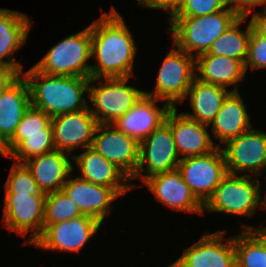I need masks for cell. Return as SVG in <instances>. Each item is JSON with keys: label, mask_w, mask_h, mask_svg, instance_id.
Wrapping results in <instances>:
<instances>
[{"label": "cell", "mask_w": 266, "mask_h": 267, "mask_svg": "<svg viewBox=\"0 0 266 267\" xmlns=\"http://www.w3.org/2000/svg\"><path fill=\"white\" fill-rule=\"evenodd\" d=\"M137 46L123 16L114 6L91 23L90 78L133 77Z\"/></svg>", "instance_id": "cell-1"}, {"label": "cell", "mask_w": 266, "mask_h": 267, "mask_svg": "<svg viewBox=\"0 0 266 267\" xmlns=\"http://www.w3.org/2000/svg\"><path fill=\"white\" fill-rule=\"evenodd\" d=\"M21 75L28 83L31 106L45 112L51 118L89 107L90 78L48 75L39 72L34 66L28 71H23Z\"/></svg>", "instance_id": "cell-2"}, {"label": "cell", "mask_w": 266, "mask_h": 267, "mask_svg": "<svg viewBox=\"0 0 266 267\" xmlns=\"http://www.w3.org/2000/svg\"><path fill=\"white\" fill-rule=\"evenodd\" d=\"M238 18L240 16L229 8L200 17H170L172 43L196 58L207 53L211 44Z\"/></svg>", "instance_id": "cell-3"}, {"label": "cell", "mask_w": 266, "mask_h": 267, "mask_svg": "<svg viewBox=\"0 0 266 267\" xmlns=\"http://www.w3.org/2000/svg\"><path fill=\"white\" fill-rule=\"evenodd\" d=\"M255 178V179H253ZM259 178L227 173L203 205L209 212L254 217L257 207L264 210Z\"/></svg>", "instance_id": "cell-4"}, {"label": "cell", "mask_w": 266, "mask_h": 267, "mask_svg": "<svg viewBox=\"0 0 266 267\" xmlns=\"http://www.w3.org/2000/svg\"><path fill=\"white\" fill-rule=\"evenodd\" d=\"M91 24L62 39L33 65L48 75L91 77Z\"/></svg>", "instance_id": "cell-5"}, {"label": "cell", "mask_w": 266, "mask_h": 267, "mask_svg": "<svg viewBox=\"0 0 266 267\" xmlns=\"http://www.w3.org/2000/svg\"><path fill=\"white\" fill-rule=\"evenodd\" d=\"M129 79L130 77L89 79L88 102L91 104L88 105L98 124H112L129 111L145 93L128 85ZM97 81L99 86H91Z\"/></svg>", "instance_id": "cell-6"}, {"label": "cell", "mask_w": 266, "mask_h": 267, "mask_svg": "<svg viewBox=\"0 0 266 267\" xmlns=\"http://www.w3.org/2000/svg\"><path fill=\"white\" fill-rule=\"evenodd\" d=\"M194 78L195 58L174 45L158 70L154 90L145 94L176 108L185 102Z\"/></svg>", "instance_id": "cell-7"}, {"label": "cell", "mask_w": 266, "mask_h": 267, "mask_svg": "<svg viewBox=\"0 0 266 267\" xmlns=\"http://www.w3.org/2000/svg\"><path fill=\"white\" fill-rule=\"evenodd\" d=\"M227 172L259 178L266 171V132L252 127L222 145ZM239 172V173H238ZM247 174H246V173Z\"/></svg>", "instance_id": "cell-8"}, {"label": "cell", "mask_w": 266, "mask_h": 267, "mask_svg": "<svg viewBox=\"0 0 266 267\" xmlns=\"http://www.w3.org/2000/svg\"><path fill=\"white\" fill-rule=\"evenodd\" d=\"M103 226L97 219L80 215L78 217L47 225L34 241V247L44 251H60L80 254L83 247Z\"/></svg>", "instance_id": "cell-9"}, {"label": "cell", "mask_w": 266, "mask_h": 267, "mask_svg": "<svg viewBox=\"0 0 266 267\" xmlns=\"http://www.w3.org/2000/svg\"><path fill=\"white\" fill-rule=\"evenodd\" d=\"M178 157L170 125L165 121L140 142L139 164L130 182L136 179L144 182L153 175L178 169L181 160Z\"/></svg>", "instance_id": "cell-10"}, {"label": "cell", "mask_w": 266, "mask_h": 267, "mask_svg": "<svg viewBox=\"0 0 266 267\" xmlns=\"http://www.w3.org/2000/svg\"><path fill=\"white\" fill-rule=\"evenodd\" d=\"M178 170L192 193L203 205L228 173L220 147L205 155L181 159Z\"/></svg>", "instance_id": "cell-11"}, {"label": "cell", "mask_w": 266, "mask_h": 267, "mask_svg": "<svg viewBox=\"0 0 266 267\" xmlns=\"http://www.w3.org/2000/svg\"><path fill=\"white\" fill-rule=\"evenodd\" d=\"M45 199L46 196L29 193H5L2 222L8 230L23 237L32 231L25 244H33L44 230Z\"/></svg>", "instance_id": "cell-12"}, {"label": "cell", "mask_w": 266, "mask_h": 267, "mask_svg": "<svg viewBox=\"0 0 266 267\" xmlns=\"http://www.w3.org/2000/svg\"><path fill=\"white\" fill-rule=\"evenodd\" d=\"M92 148L106 160L112 162L130 180L135 176L139 164L140 143L112 124H98Z\"/></svg>", "instance_id": "cell-13"}, {"label": "cell", "mask_w": 266, "mask_h": 267, "mask_svg": "<svg viewBox=\"0 0 266 267\" xmlns=\"http://www.w3.org/2000/svg\"><path fill=\"white\" fill-rule=\"evenodd\" d=\"M226 233V230L204 233L173 264L176 267H236L234 236L226 240Z\"/></svg>", "instance_id": "cell-14"}, {"label": "cell", "mask_w": 266, "mask_h": 267, "mask_svg": "<svg viewBox=\"0 0 266 267\" xmlns=\"http://www.w3.org/2000/svg\"><path fill=\"white\" fill-rule=\"evenodd\" d=\"M55 150L71 154L76 148L92 147L98 122L89 107L51 118Z\"/></svg>", "instance_id": "cell-15"}, {"label": "cell", "mask_w": 266, "mask_h": 267, "mask_svg": "<svg viewBox=\"0 0 266 267\" xmlns=\"http://www.w3.org/2000/svg\"><path fill=\"white\" fill-rule=\"evenodd\" d=\"M143 183L148 186V192L153 193L157 202L164 206L176 211L204 214L203 204L192 193L178 169L153 175Z\"/></svg>", "instance_id": "cell-16"}, {"label": "cell", "mask_w": 266, "mask_h": 267, "mask_svg": "<svg viewBox=\"0 0 266 267\" xmlns=\"http://www.w3.org/2000/svg\"><path fill=\"white\" fill-rule=\"evenodd\" d=\"M159 101L162 100L144 93L132 108L112 125L140 143L165 122L168 112L172 109L167 102L160 108L157 105Z\"/></svg>", "instance_id": "cell-17"}, {"label": "cell", "mask_w": 266, "mask_h": 267, "mask_svg": "<svg viewBox=\"0 0 266 267\" xmlns=\"http://www.w3.org/2000/svg\"><path fill=\"white\" fill-rule=\"evenodd\" d=\"M61 191L75 202L84 215L91 216L102 224L112 209L111 205L120 197L113 188L94 184L79 176L74 177L72 173Z\"/></svg>", "instance_id": "cell-18"}, {"label": "cell", "mask_w": 266, "mask_h": 267, "mask_svg": "<svg viewBox=\"0 0 266 267\" xmlns=\"http://www.w3.org/2000/svg\"><path fill=\"white\" fill-rule=\"evenodd\" d=\"M178 108H172L165 121L170 125L176 150L181 159L210 153L217 146L209 133V126L186 117Z\"/></svg>", "instance_id": "cell-19"}, {"label": "cell", "mask_w": 266, "mask_h": 267, "mask_svg": "<svg viewBox=\"0 0 266 267\" xmlns=\"http://www.w3.org/2000/svg\"><path fill=\"white\" fill-rule=\"evenodd\" d=\"M84 150L79 155H72V162L74 160L81 174L80 178L113 188L120 196L136 187V184H131L130 179L122 171L92 147Z\"/></svg>", "instance_id": "cell-20"}, {"label": "cell", "mask_w": 266, "mask_h": 267, "mask_svg": "<svg viewBox=\"0 0 266 267\" xmlns=\"http://www.w3.org/2000/svg\"><path fill=\"white\" fill-rule=\"evenodd\" d=\"M32 21L27 14L0 8V67L23 72V65L15 61L14 54L26 44Z\"/></svg>", "instance_id": "cell-21"}, {"label": "cell", "mask_w": 266, "mask_h": 267, "mask_svg": "<svg viewBox=\"0 0 266 267\" xmlns=\"http://www.w3.org/2000/svg\"><path fill=\"white\" fill-rule=\"evenodd\" d=\"M72 155L59 150L37 155L23 163L30 170L37 185L45 193L61 190L75 167Z\"/></svg>", "instance_id": "cell-22"}, {"label": "cell", "mask_w": 266, "mask_h": 267, "mask_svg": "<svg viewBox=\"0 0 266 267\" xmlns=\"http://www.w3.org/2000/svg\"><path fill=\"white\" fill-rule=\"evenodd\" d=\"M250 115L239 91L230 92L224 99L221 109L210 124L213 138L219 139L217 147L236 138L252 128ZM221 142V143H220Z\"/></svg>", "instance_id": "cell-23"}, {"label": "cell", "mask_w": 266, "mask_h": 267, "mask_svg": "<svg viewBox=\"0 0 266 267\" xmlns=\"http://www.w3.org/2000/svg\"><path fill=\"white\" fill-rule=\"evenodd\" d=\"M245 64L234 58L216 55H199L195 58V78L227 88L235 85L231 92L238 91V83L246 78Z\"/></svg>", "instance_id": "cell-24"}, {"label": "cell", "mask_w": 266, "mask_h": 267, "mask_svg": "<svg viewBox=\"0 0 266 267\" xmlns=\"http://www.w3.org/2000/svg\"><path fill=\"white\" fill-rule=\"evenodd\" d=\"M31 106L28 83L19 75L0 95V135L8 142Z\"/></svg>", "instance_id": "cell-25"}, {"label": "cell", "mask_w": 266, "mask_h": 267, "mask_svg": "<svg viewBox=\"0 0 266 267\" xmlns=\"http://www.w3.org/2000/svg\"><path fill=\"white\" fill-rule=\"evenodd\" d=\"M230 92L227 88L194 78L186 95L193 111L182 113L194 121L210 126Z\"/></svg>", "instance_id": "cell-26"}, {"label": "cell", "mask_w": 266, "mask_h": 267, "mask_svg": "<svg viewBox=\"0 0 266 267\" xmlns=\"http://www.w3.org/2000/svg\"><path fill=\"white\" fill-rule=\"evenodd\" d=\"M234 236L236 267H266V227L241 225Z\"/></svg>", "instance_id": "cell-27"}, {"label": "cell", "mask_w": 266, "mask_h": 267, "mask_svg": "<svg viewBox=\"0 0 266 267\" xmlns=\"http://www.w3.org/2000/svg\"><path fill=\"white\" fill-rule=\"evenodd\" d=\"M248 17L238 18L222 35L210 46L207 53L202 55L226 56L246 62L248 45L251 35V23L246 25V30H241L240 25L247 21Z\"/></svg>", "instance_id": "cell-28"}, {"label": "cell", "mask_w": 266, "mask_h": 267, "mask_svg": "<svg viewBox=\"0 0 266 267\" xmlns=\"http://www.w3.org/2000/svg\"><path fill=\"white\" fill-rule=\"evenodd\" d=\"M53 134L51 117L32 106L25 112L12 138L7 142L11 152L26 135Z\"/></svg>", "instance_id": "cell-29"}, {"label": "cell", "mask_w": 266, "mask_h": 267, "mask_svg": "<svg viewBox=\"0 0 266 267\" xmlns=\"http://www.w3.org/2000/svg\"><path fill=\"white\" fill-rule=\"evenodd\" d=\"M83 215L70 197L59 190L46 194L44 210V228L53 223L62 222Z\"/></svg>", "instance_id": "cell-30"}, {"label": "cell", "mask_w": 266, "mask_h": 267, "mask_svg": "<svg viewBox=\"0 0 266 267\" xmlns=\"http://www.w3.org/2000/svg\"><path fill=\"white\" fill-rule=\"evenodd\" d=\"M55 150L53 134L26 135L11 152L10 159L23 163L27 159Z\"/></svg>", "instance_id": "cell-31"}, {"label": "cell", "mask_w": 266, "mask_h": 267, "mask_svg": "<svg viewBox=\"0 0 266 267\" xmlns=\"http://www.w3.org/2000/svg\"><path fill=\"white\" fill-rule=\"evenodd\" d=\"M5 193H29V195L34 196H46L26 165L15 161L5 182Z\"/></svg>", "instance_id": "cell-32"}, {"label": "cell", "mask_w": 266, "mask_h": 267, "mask_svg": "<svg viewBox=\"0 0 266 267\" xmlns=\"http://www.w3.org/2000/svg\"><path fill=\"white\" fill-rule=\"evenodd\" d=\"M223 0H182L171 17H200L224 10Z\"/></svg>", "instance_id": "cell-33"}, {"label": "cell", "mask_w": 266, "mask_h": 267, "mask_svg": "<svg viewBox=\"0 0 266 267\" xmlns=\"http://www.w3.org/2000/svg\"><path fill=\"white\" fill-rule=\"evenodd\" d=\"M249 67L253 70L266 69V37L259 36L252 29L245 62L246 72Z\"/></svg>", "instance_id": "cell-34"}, {"label": "cell", "mask_w": 266, "mask_h": 267, "mask_svg": "<svg viewBox=\"0 0 266 267\" xmlns=\"http://www.w3.org/2000/svg\"><path fill=\"white\" fill-rule=\"evenodd\" d=\"M226 7L235 11L240 17H248L257 6L263 5L266 0H223Z\"/></svg>", "instance_id": "cell-35"}, {"label": "cell", "mask_w": 266, "mask_h": 267, "mask_svg": "<svg viewBox=\"0 0 266 267\" xmlns=\"http://www.w3.org/2000/svg\"><path fill=\"white\" fill-rule=\"evenodd\" d=\"M137 4L141 7L151 9H162L167 11L170 18L179 8L182 0H137Z\"/></svg>", "instance_id": "cell-36"}, {"label": "cell", "mask_w": 266, "mask_h": 267, "mask_svg": "<svg viewBox=\"0 0 266 267\" xmlns=\"http://www.w3.org/2000/svg\"><path fill=\"white\" fill-rule=\"evenodd\" d=\"M264 8L259 13L258 10L252 13L249 20L252 30L259 36L266 37V2L262 5Z\"/></svg>", "instance_id": "cell-37"}, {"label": "cell", "mask_w": 266, "mask_h": 267, "mask_svg": "<svg viewBox=\"0 0 266 267\" xmlns=\"http://www.w3.org/2000/svg\"><path fill=\"white\" fill-rule=\"evenodd\" d=\"M19 76V74L8 68L0 67V95Z\"/></svg>", "instance_id": "cell-38"}, {"label": "cell", "mask_w": 266, "mask_h": 267, "mask_svg": "<svg viewBox=\"0 0 266 267\" xmlns=\"http://www.w3.org/2000/svg\"><path fill=\"white\" fill-rule=\"evenodd\" d=\"M0 155L10 158L7 142L0 135Z\"/></svg>", "instance_id": "cell-39"}, {"label": "cell", "mask_w": 266, "mask_h": 267, "mask_svg": "<svg viewBox=\"0 0 266 267\" xmlns=\"http://www.w3.org/2000/svg\"><path fill=\"white\" fill-rule=\"evenodd\" d=\"M266 192V191H265ZM263 204H264V209L266 210V194L262 198Z\"/></svg>", "instance_id": "cell-40"}, {"label": "cell", "mask_w": 266, "mask_h": 267, "mask_svg": "<svg viewBox=\"0 0 266 267\" xmlns=\"http://www.w3.org/2000/svg\"><path fill=\"white\" fill-rule=\"evenodd\" d=\"M168 267H176L173 263H171Z\"/></svg>", "instance_id": "cell-41"}]
</instances>
